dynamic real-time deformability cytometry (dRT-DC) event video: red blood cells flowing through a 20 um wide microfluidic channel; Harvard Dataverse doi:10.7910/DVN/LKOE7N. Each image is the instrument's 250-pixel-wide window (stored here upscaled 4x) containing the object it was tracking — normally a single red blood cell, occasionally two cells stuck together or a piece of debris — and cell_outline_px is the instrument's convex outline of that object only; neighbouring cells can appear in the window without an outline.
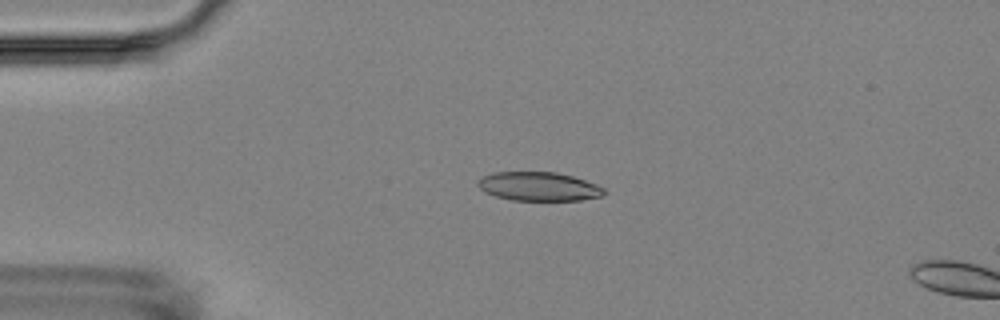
{"species": "Egyptian fruit bat (a non-hibernating species)", "species_latin": "Rousettus aegyptiacus", "temperature_condition": "room temperature", "stored_images_in_passage": 3, "camera_frame_rate_fps": 3000, "um_per_image_px": 0.085, "animal": {"sex": "female"}, "frame": {"image": 1, "passage_image": 2, "time_ms": 1.333, "image_size_px": [1000, 320], "cell_outline_px": [[608, 192], [604, 196], [580, 200], [512, 200], [496, 196], [484, 192], [476, 184], [484, 176], [496, 172], [556, 172], [572, 176], [596, 184], [604, 188]], "centroid_in_image_um": [45.83, 15.85], "position_along_channel_um": 39.2, "area_um2": 21.15}}